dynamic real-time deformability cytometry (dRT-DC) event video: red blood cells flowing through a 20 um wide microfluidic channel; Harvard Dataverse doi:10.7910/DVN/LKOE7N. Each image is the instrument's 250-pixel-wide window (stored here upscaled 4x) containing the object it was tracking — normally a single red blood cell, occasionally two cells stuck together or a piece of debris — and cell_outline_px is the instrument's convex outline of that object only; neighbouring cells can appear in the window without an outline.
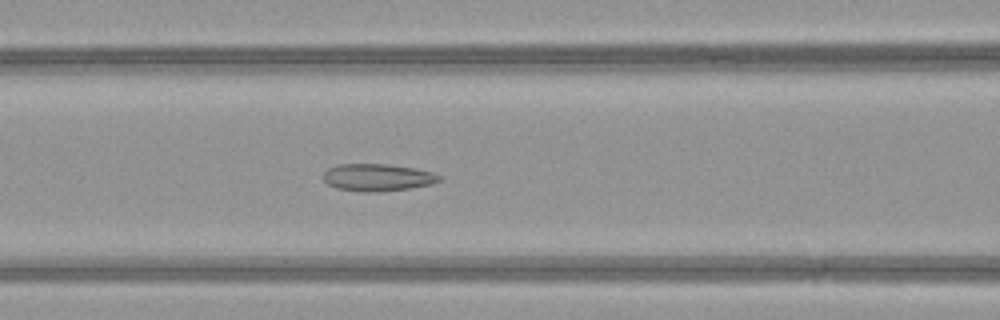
{"species": "common noctule bat (a hibernating species)", "species_latin": "Nyctalus noctula", "temperature_condition": "warm", "stored_images_in_passage": 50, "camera_frame_rate_fps": 3000, "um_per_image_px": 0.085, "animal": {"sex": "female", "body_mass_g": 21.9}, "frame": {"image": 1, "passage_image": 23, "time_ms": 7.333, "image_size_px": [1000, 320], "cell_outline_px": [[444, 176], [440, 180], [432, 184], [408, 188], [376, 192], [364, 192], [336, 188], [328, 184], [324, 180], [324, 172], [328, 168], [336, 164], [384, 164], [412, 168], [432, 172]], "centroid_in_image_um": [32.08, 15.08], "position_along_channel_um": 134.5, "area_um2": 18.32}}
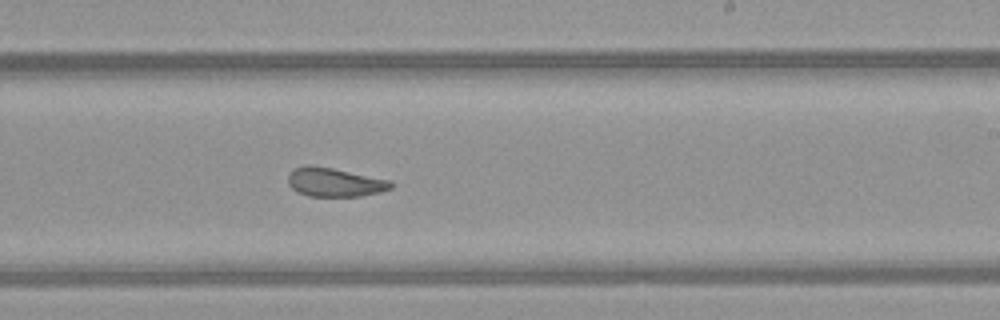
{"frame": {"image": 2, "passage_image": 32, "time_ms": 10.333, "image_size_px": [1000, 320], "cell_outline_px": [[396, 184], [392, 188], [380, 192], [360, 196], [308, 196], [296, 192], [288, 184], [288, 176], [296, 168], [304, 164], [312, 164], [392, 180]], "centroid_in_image_um": [28.47, 15.48], "position_along_channel_um": 260.5, "area_um2": 17.51}}
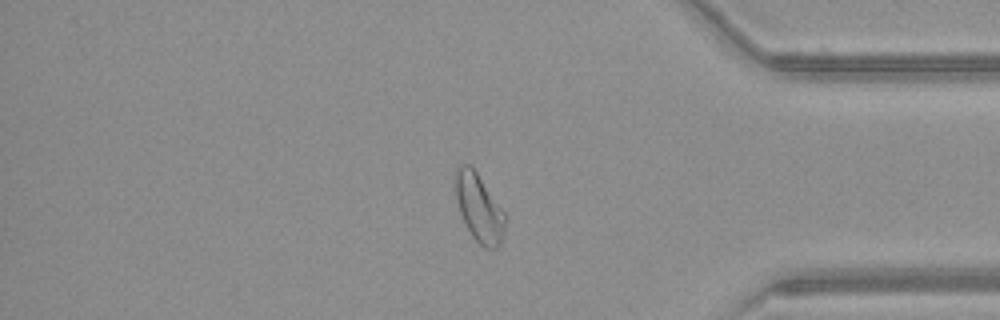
{"frame": {"image": 3, "passage_image": 43, "time_ms": 14.0, "image_size_px": [1000, 320], "cell_outline_px": [[504, 236], [500, 244], [496, 248], [484, 248], [472, 236], [460, 212], [456, 200], [456, 168], [460, 164], [472, 164], [504, 212]], "centroid_in_image_um": [40.72, 17.64], "position_along_channel_um": 394.5, "area_um2": 19.42}, "authors_computed_cell_mechanics": {"area_um2": 21.0681, "velocity_mm_per_s": 4.2136, "shape_relaxation_time_tau1_ms": 7.569, "shape_relaxation_time_tau2_ms": 0.9925, "deformation_change_tau1": 0.189, "deformation_change_tau2": 0.0745}}